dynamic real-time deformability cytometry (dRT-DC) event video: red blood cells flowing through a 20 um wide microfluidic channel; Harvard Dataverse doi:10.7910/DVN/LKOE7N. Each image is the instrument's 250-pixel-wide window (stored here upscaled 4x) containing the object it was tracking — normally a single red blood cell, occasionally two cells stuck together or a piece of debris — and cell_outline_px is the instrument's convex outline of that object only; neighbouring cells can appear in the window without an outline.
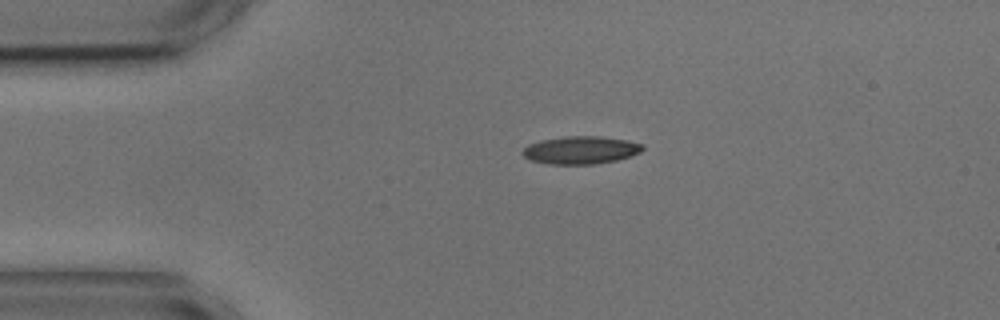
{"species": "common noctule bat (a hibernating species)", "species_latin": "Nyctalus noctula", "temperature_condition": "cold", "stored_images_in_passage": 4, "camera_frame_rate_fps": 3000, "um_per_image_px": 0.085, "animal": {"sex": "male", "body_mass_g": 17.9, "forearm_length_mm": 54.2}, "frame": {"image": 1, "passage_image": 3, "time_ms": 2.667, "image_size_px": [1000, 320], "cell_outline_px": [[644, 148], [640, 152], [632, 156], [616, 160], [592, 164], [548, 164], [532, 160], [524, 156], [520, 152], [528, 144], [540, 140], [564, 136], [600, 136], [628, 140], [644, 144]], "centroid_in_image_um": [49.37, 12.75], "position_along_channel_um": 35.6, "area_um2": 19.54}}